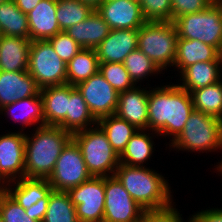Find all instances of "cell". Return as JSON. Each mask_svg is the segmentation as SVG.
<instances>
[{
  "instance_id": "d4e9b609",
  "label": "cell",
  "mask_w": 222,
  "mask_h": 222,
  "mask_svg": "<svg viewBox=\"0 0 222 222\" xmlns=\"http://www.w3.org/2000/svg\"><path fill=\"white\" fill-rule=\"evenodd\" d=\"M97 120L91 114L88 105L75 86L69 84L68 111L66 113V131L72 134L93 127ZM90 126V127H89Z\"/></svg>"
},
{
  "instance_id": "6da1fadb",
  "label": "cell",
  "mask_w": 222,
  "mask_h": 222,
  "mask_svg": "<svg viewBox=\"0 0 222 222\" xmlns=\"http://www.w3.org/2000/svg\"><path fill=\"white\" fill-rule=\"evenodd\" d=\"M147 130L159 136H173L174 140L183 130L194 110L191 94L177 84L156 87L149 91Z\"/></svg>"
},
{
  "instance_id": "e575fe53",
  "label": "cell",
  "mask_w": 222,
  "mask_h": 222,
  "mask_svg": "<svg viewBox=\"0 0 222 222\" xmlns=\"http://www.w3.org/2000/svg\"><path fill=\"white\" fill-rule=\"evenodd\" d=\"M99 72L118 93L132 89L136 86L131 80L123 63H99Z\"/></svg>"
},
{
  "instance_id": "b9f144b4",
  "label": "cell",
  "mask_w": 222,
  "mask_h": 222,
  "mask_svg": "<svg viewBox=\"0 0 222 222\" xmlns=\"http://www.w3.org/2000/svg\"><path fill=\"white\" fill-rule=\"evenodd\" d=\"M49 196L50 193L45 198L40 199L37 203L25 209L27 216H29L31 219L43 222L46 215Z\"/></svg>"
},
{
  "instance_id": "2e32d148",
  "label": "cell",
  "mask_w": 222,
  "mask_h": 222,
  "mask_svg": "<svg viewBox=\"0 0 222 222\" xmlns=\"http://www.w3.org/2000/svg\"><path fill=\"white\" fill-rule=\"evenodd\" d=\"M149 91L135 86L119 93L115 115L126 120L137 129L147 131Z\"/></svg>"
},
{
  "instance_id": "7dc6e473",
  "label": "cell",
  "mask_w": 222,
  "mask_h": 222,
  "mask_svg": "<svg viewBox=\"0 0 222 222\" xmlns=\"http://www.w3.org/2000/svg\"><path fill=\"white\" fill-rule=\"evenodd\" d=\"M218 4H219V6L222 8V0H215Z\"/></svg>"
},
{
  "instance_id": "5bb4252c",
  "label": "cell",
  "mask_w": 222,
  "mask_h": 222,
  "mask_svg": "<svg viewBox=\"0 0 222 222\" xmlns=\"http://www.w3.org/2000/svg\"><path fill=\"white\" fill-rule=\"evenodd\" d=\"M110 30H138L146 21L140 2L135 0H104L96 9Z\"/></svg>"
},
{
  "instance_id": "9c48e42d",
  "label": "cell",
  "mask_w": 222,
  "mask_h": 222,
  "mask_svg": "<svg viewBox=\"0 0 222 222\" xmlns=\"http://www.w3.org/2000/svg\"><path fill=\"white\" fill-rule=\"evenodd\" d=\"M91 177L80 148L71 139L57 158L55 168L47 180L53 190L68 192Z\"/></svg>"
},
{
  "instance_id": "ffe728a7",
  "label": "cell",
  "mask_w": 222,
  "mask_h": 222,
  "mask_svg": "<svg viewBox=\"0 0 222 222\" xmlns=\"http://www.w3.org/2000/svg\"><path fill=\"white\" fill-rule=\"evenodd\" d=\"M31 40L22 37H0V71H28Z\"/></svg>"
},
{
  "instance_id": "ab89813d",
  "label": "cell",
  "mask_w": 222,
  "mask_h": 222,
  "mask_svg": "<svg viewBox=\"0 0 222 222\" xmlns=\"http://www.w3.org/2000/svg\"><path fill=\"white\" fill-rule=\"evenodd\" d=\"M173 205L159 210H145L140 222H184L182 214Z\"/></svg>"
},
{
  "instance_id": "7a4b0ae2",
  "label": "cell",
  "mask_w": 222,
  "mask_h": 222,
  "mask_svg": "<svg viewBox=\"0 0 222 222\" xmlns=\"http://www.w3.org/2000/svg\"><path fill=\"white\" fill-rule=\"evenodd\" d=\"M35 130L31 137L25 134V177L48 179L73 134L52 125H37Z\"/></svg>"
},
{
  "instance_id": "60d3db41",
  "label": "cell",
  "mask_w": 222,
  "mask_h": 222,
  "mask_svg": "<svg viewBox=\"0 0 222 222\" xmlns=\"http://www.w3.org/2000/svg\"><path fill=\"white\" fill-rule=\"evenodd\" d=\"M188 222H222V208L201 210L194 213Z\"/></svg>"
},
{
  "instance_id": "1f68e13d",
  "label": "cell",
  "mask_w": 222,
  "mask_h": 222,
  "mask_svg": "<svg viewBox=\"0 0 222 222\" xmlns=\"http://www.w3.org/2000/svg\"><path fill=\"white\" fill-rule=\"evenodd\" d=\"M43 222H79L68 192L55 190L50 192Z\"/></svg>"
},
{
  "instance_id": "8992f818",
  "label": "cell",
  "mask_w": 222,
  "mask_h": 222,
  "mask_svg": "<svg viewBox=\"0 0 222 222\" xmlns=\"http://www.w3.org/2000/svg\"><path fill=\"white\" fill-rule=\"evenodd\" d=\"M177 40V30L173 22H145L138 29V49L161 71L173 66Z\"/></svg>"
},
{
  "instance_id": "7bdbcfd3",
  "label": "cell",
  "mask_w": 222,
  "mask_h": 222,
  "mask_svg": "<svg viewBox=\"0 0 222 222\" xmlns=\"http://www.w3.org/2000/svg\"><path fill=\"white\" fill-rule=\"evenodd\" d=\"M17 7L25 14L32 11L41 0H13Z\"/></svg>"
},
{
  "instance_id": "4fadbf2b",
  "label": "cell",
  "mask_w": 222,
  "mask_h": 222,
  "mask_svg": "<svg viewBox=\"0 0 222 222\" xmlns=\"http://www.w3.org/2000/svg\"><path fill=\"white\" fill-rule=\"evenodd\" d=\"M24 155L25 132H9L0 136V188L25 177Z\"/></svg>"
},
{
  "instance_id": "bcb514c9",
  "label": "cell",
  "mask_w": 222,
  "mask_h": 222,
  "mask_svg": "<svg viewBox=\"0 0 222 222\" xmlns=\"http://www.w3.org/2000/svg\"><path fill=\"white\" fill-rule=\"evenodd\" d=\"M219 58H220L221 66H222V47L219 51Z\"/></svg>"
},
{
  "instance_id": "603a6c76",
  "label": "cell",
  "mask_w": 222,
  "mask_h": 222,
  "mask_svg": "<svg viewBox=\"0 0 222 222\" xmlns=\"http://www.w3.org/2000/svg\"><path fill=\"white\" fill-rule=\"evenodd\" d=\"M207 61H220L219 51L215 47L198 40L178 38L173 66L180 70L179 73L192 64Z\"/></svg>"
},
{
  "instance_id": "3957f363",
  "label": "cell",
  "mask_w": 222,
  "mask_h": 222,
  "mask_svg": "<svg viewBox=\"0 0 222 222\" xmlns=\"http://www.w3.org/2000/svg\"><path fill=\"white\" fill-rule=\"evenodd\" d=\"M114 175L144 210H159L172 205L168 181L153 169L120 163Z\"/></svg>"
},
{
  "instance_id": "f6af8a7d",
  "label": "cell",
  "mask_w": 222,
  "mask_h": 222,
  "mask_svg": "<svg viewBox=\"0 0 222 222\" xmlns=\"http://www.w3.org/2000/svg\"><path fill=\"white\" fill-rule=\"evenodd\" d=\"M217 166L218 167H216L217 168L216 170H218L222 174V161Z\"/></svg>"
},
{
  "instance_id": "ac0fdd59",
  "label": "cell",
  "mask_w": 222,
  "mask_h": 222,
  "mask_svg": "<svg viewBox=\"0 0 222 222\" xmlns=\"http://www.w3.org/2000/svg\"><path fill=\"white\" fill-rule=\"evenodd\" d=\"M57 0H41L27 14L29 23V39L48 40L59 33L60 27L56 18Z\"/></svg>"
},
{
  "instance_id": "277c9868",
  "label": "cell",
  "mask_w": 222,
  "mask_h": 222,
  "mask_svg": "<svg viewBox=\"0 0 222 222\" xmlns=\"http://www.w3.org/2000/svg\"><path fill=\"white\" fill-rule=\"evenodd\" d=\"M72 139L80 148L87 170L92 176L107 177L115 174L120 156L98 124L73 133Z\"/></svg>"
},
{
  "instance_id": "4dcf8cb0",
  "label": "cell",
  "mask_w": 222,
  "mask_h": 222,
  "mask_svg": "<svg viewBox=\"0 0 222 222\" xmlns=\"http://www.w3.org/2000/svg\"><path fill=\"white\" fill-rule=\"evenodd\" d=\"M194 110L222 120V80L190 92Z\"/></svg>"
},
{
  "instance_id": "ee69618b",
  "label": "cell",
  "mask_w": 222,
  "mask_h": 222,
  "mask_svg": "<svg viewBox=\"0 0 222 222\" xmlns=\"http://www.w3.org/2000/svg\"><path fill=\"white\" fill-rule=\"evenodd\" d=\"M80 1L90 5L93 9H97L104 0H80Z\"/></svg>"
},
{
  "instance_id": "f546056e",
  "label": "cell",
  "mask_w": 222,
  "mask_h": 222,
  "mask_svg": "<svg viewBox=\"0 0 222 222\" xmlns=\"http://www.w3.org/2000/svg\"><path fill=\"white\" fill-rule=\"evenodd\" d=\"M97 124L106 133L108 141L119 156L125 150L133 134L138 130L135 126L115 114L99 119Z\"/></svg>"
},
{
  "instance_id": "484cf974",
  "label": "cell",
  "mask_w": 222,
  "mask_h": 222,
  "mask_svg": "<svg viewBox=\"0 0 222 222\" xmlns=\"http://www.w3.org/2000/svg\"><path fill=\"white\" fill-rule=\"evenodd\" d=\"M0 112L2 114L3 112H6L8 115L10 113L11 118H13L15 122L22 123V127L35 125L37 123H39V126L44 125L43 101L41 94L17 100L12 104L2 107Z\"/></svg>"
},
{
  "instance_id": "44dd1931",
  "label": "cell",
  "mask_w": 222,
  "mask_h": 222,
  "mask_svg": "<svg viewBox=\"0 0 222 222\" xmlns=\"http://www.w3.org/2000/svg\"><path fill=\"white\" fill-rule=\"evenodd\" d=\"M110 28L100 14L93 12L83 21L68 28L65 32L78 43L81 48L96 49L108 36Z\"/></svg>"
},
{
  "instance_id": "ba28073f",
  "label": "cell",
  "mask_w": 222,
  "mask_h": 222,
  "mask_svg": "<svg viewBox=\"0 0 222 222\" xmlns=\"http://www.w3.org/2000/svg\"><path fill=\"white\" fill-rule=\"evenodd\" d=\"M28 73L40 89L67 84V64L48 40L31 41Z\"/></svg>"
},
{
  "instance_id": "8d00e7d4",
  "label": "cell",
  "mask_w": 222,
  "mask_h": 222,
  "mask_svg": "<svg viewBox=\"0 0 222 222\" xmlns=\"http://www.w3.org/2000/svg\"><path fill=\"white\" fill-rule=\"evenodd\" d=\"M140 5L146 22H172L171 0H141Z\"/></svg>"
},
{
  "instance_id": "30bf717a",
  "label": "cell",
  "mask_w": 222,
  "mask_h": 222,
  "mask_svg": "<svg viewBox=\"0 0 222 222\" xmlns=\"http://www.w3.org/2000/svg\"><path fill=\"white\" fill-rule=\"evenodd\" d=\"M79 222H103L105 177L92 176L68 191Z\"/></svg>"
},
{
  "instance_id": "d590c367",
  "label": "cell",
  "mask_w": 222,
  "mask_h": 222,
  "mask_svg": "<svg viewBox=\"0 0 222 222\" xmlns=\"http://www.w3.org/2000/svg\"><path fill=\"white\" fill-rule=\"evenodd\" d=\"M0 219L3 222H39L27 216L25 209L2 187L0 188Z\"/></svg>"
},
{
  "instance_id": "74e56055",
  "label": "cell",
  "mask_w": 222,
  "mask_h": 222,
  "mask_svg": "<svg viewBox=\"0 0 222 222\" xmlns=\"http://www.w3.org/2000/svg\"><path fill=\"white\" fill-rule=\"evenodd\" d=\"M56 54L67 64L82 49L65 31L48 39Z\"/></svg>"
},
{
  "instance_id": "d6986e66",
  "label": "cell",
  "mask_w": 222,
  "mask_h": 222,
  "mask_svg": "<svg viewBox=\"0 0 222 222\" xmlns=\"http://www.w3.org/2000/svg\"><path fill=\"white\" fill-rule=\"evenodd\" d=\"M43 101L44 125L59 126L66 130L69 84L45 87L40 90Z\"/></svg>"
},
{
  "instance_id": "8fae6325",
  "label": "cell",
  "mask_w": 222,
  "mask_h": 222,
  "mask_svg": "<svg viewBox=\"0 0 222 222\" xmlns=\"http://www.w3.org/2000/svg\"><path fill=\"white\" fill-rule=\"evenodd\" d=\"M144 211L115 175L105 177L103 222H140Z\"/></svg>"
},
{
  "instance_id": "cb8c5ba5",
  "label": "cell",
  "mask_w": 222,
  "mask_h": 222,
  "mask_svg": "<svg viewBox=\"0 0 222 222\" xmlns=\"http://www.w3.org/2000/svg\"><path fill=\"white\" fill-rule=\"evenodd\" d=\"M221 62H198L186 67L180 74L182 84L178 86L189 93L193 90L206 87L221 80ZM221 71V72H220Z\"/></svg>"
},
{
  "instance_id": "4316f807",
  "label": "cell",
  "mask_w": 222,
  "mask_h": 222,
  "mask_svg": "<svg viewBox=\"0 0 222 222\" xmlns=\"http://www.w3.org/2000/svg\"><path fill=\"white\" fill-rule=\"evenodd\" d=\"M99 71L96 49L82 48L67 63V84L76 86Z\"/></svg>"
},
{
  "instance_id": "d6a6232c",
  "label": "cell",
  "mask_w": 222,
  "mask_h": 222,
  "mask_svg": "<svg viewBox=\"0 0 222 222\" xmlns=\"http://www.w3.org/2000/svg\"><path fill=\"white\" fill-rule=\"evenodd\" d=\"M93 8L80 0H57L56 18L61 31L85 20Z\"/></svg>"
},
{
  "instance_id": "5b68a950",
  "label": "cell",
  "mask_w": 222,
  "mask_h": 222,
  "mask_svg": "<svg viewBox=\"0 0 222 222\" xmlns=\"http://www.w3.org/2000/svg\"><path fill=\"white\" fill-rule=\"evenodd\" d=\"M171 147L183 151H216L222 149V120L193 110L182 132L171 140Z\"/></svg>"
},
{
  "instance_id": "f1b7e54d",
  "label": "cell",
  "mask_w": 222,
  "mask_h": 222,
  "mask_svg": "<svg viewBox=\"0 0 222 222\" xmlns=\"http://www.w3.org/2000/svg\"><path fill=\"white\" fill-rule=\"evenodd\" d=\"M144 129H138L128 141L125 150L120 155V163L129 166L143 167V163L148 161L153 150V140L150 133H145Z\"/></svg>"
},
{
  "instance_id": "83f0119b",
  "label": "cell",
  "mask_w": 222,
  "mask_h": 222,
  "mask_svg": "<svg viewBox=\"0 0 222 222\" xmlns=\"http://www.w3.org/2000/svg\"><path fill=\"white\" fill-rule=\"evenodd\" d=\"M0 32L4 36L29 39L27 14L23 13L13 0L0 4Z\"/></svg>"
},
{
  "instance_id": "52a82bcc",
  "label": "cell",
  "mask_w": 222,
  "mask_h": 222,
  "mask_svg": "<svg viewBox=\"0 0 222 222\" xmlns=\"http://www.w3.org/2000/svg\"><path fill=\"white\" fill-rule=\"evenodd\" d=\"M173 23L178 38L198 40L220 51L222 47V8L216 1L206 10L180 16Z\"/></svg>"
},
{
  "instance_id": "7402d4cb",
  "label": "cell",
  "mask_w": 222,
  "mask_h": 222,
  "mask_svg": "<svg viewBox=\"0 0 222 222\" xmlns=\"http://www.w3.org/2000/svg\"><path fill=\"white\" fill-rule=\"evenodd\" d=\"M2 188L24 209L45 198L53 190L47 179L26 177L6 183Z\"/></svg>"
},
{
  "instance_id": "c3c4849f",
  "label": "cell",
  "mask_w": 222,
  "mask_h": 222,
  "mask_svg": "<svg viewBox=\"0 0 222 222\" xmlns=\"http://www.w3.org/2000/svg\"><path fill=\"white\" fill-rule=\"evenodd\" d=\"M6 1H8V0H0V4L3 3V2H6Z\"/></svg>"
},
{
  "instance_id": "e0dca14e",
  "label": "cell",
  "mask_w": 222,
  "mask_h": 222,
  "mask_svg": "<svg viewBox=\"0 0 222 222\" xmlns=\"http://www.w3.org/2000/svg\"><path fill=\"white\" fill-rule=\"evenodd\" d=\"M36 80L28 73L0 71V109L17 100L40 95Z\"/></svg>"
},
{
  "instance_id": "7c38bea8",
  "label": "cell",
  "mask_w": 222,
  "mask_h": 222,
  "mask_svg": "<svg viewBox=\"0 0 222 222\" xmlns=\"http://www.w3.org/2000/svg\"><path fill=\"white\" fill-rule=\"evenodd\" d=\"M75 87L97 121L115 114L119 93L104 79L99 71Z\"/></svg>"
},
{
  "instance_id": "f35d334b",
  "label": "cell",
  "mask_w": 222,
  "mask_h": 222,
  "mask_svg": "<svg viewBox=\"0 0 222 222\" xmlns=\"http://www.w3.org/2000/svg\"><path fill=\"white\" fill-rule=\"evenodd\" d=\"M213 2L215 0H171L172 22L180 16L206 10Z\"/></svg>"
},
{
  "instance_id": "836d02e7",
  "label": "cell",
  "mask_w": 222,
  "mask_h": 222,
  "mask_svg": "<svg viewBox=\"0 0 222 222\" xmlns=\"http://www.w3.org/2000/svg\"><path fill=\"white\" fill-rule=\"evenodd\" d=\"M127 72L133 83L137 85V82L147 79L152 74L158 75L160 69L153 63V61L147 57L140 49L133 50L123 62ZM150 74V75H149ZM147 76V77H146Z\"/></svg>"
},
{
  "instance_id": "9a60e30c",
  "label": "cell",
  "mask_w": 222,
  "mask_h": 222,
  "mask_svg": "<svg viewBox=\"0 0 222 222\" xmlns=\"http://www.w3.org/2000/svg\"><path fill=\"white\" fill-rule=\"evenodd\" d=\"M138 48V30L114 29L96 48L99 63H123Z\"/></svg>"
}]
</instances>
